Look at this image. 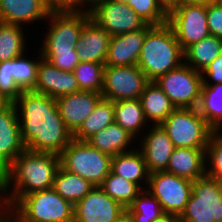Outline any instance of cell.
Returning a JSON list of instances; mask_svg holds the SVG:
<instances>
[{
  "label": "cell",
  "instance_id": "obj_48",
  "mask_svg": "<svg viewBox=\"0 0 222 222\" xmlns=\"http://www.w3.org/2000/svg\"><path fill=\"white\" fill-rule=\"evenodd\" d=\"M0 222H11V218L8 211L5 210L0 213Z\"/></svg>",
  "mask_w": 222,
  "mask_h": 222
},
{
  "label": "cell",
  "instance_id": "obj_27",
  "mask_svg": "<svg viewBox=\"0 0 222 222\" xmlns=\"http://www.w3.org/2000/svg\"><path fill=\"white\" fill-rule=\"evenodd\" d=\"M222 53V39L209 35L184 50V63L202 72Z\"/></svg>",
  "mask_w": 222,
  "mask_h": 222
},
{
  "label": "cell",
  "instance_id": "obj_7",
  "mask_svg": "<svg viewBox=\"0 0 222 222\" xmlns=\"http://www.w3.org/2000/svg\"><path fill=\"white\" fill-rule=\"evenodd\" d=\"M160 125L175 148H206L215 131L198 108H176Z\"/></svg>",
  "mask_w": 222,
  "mask_h": 222
},
{
  "label": "cell",
  "instance_id": "obj_22",
  "mask_svg": "<svg viewBox=\"0 0 222 222\" xmlns=\"http://www.w3.org/2000/svg\"><path fill=\"white\" fill-rule=\"evenodd\" d=\"M205 150L206 148H175L165 171L191 181L204 177Z\"/></svg>",
  "mask_w": 222,
  "mask_h": 222
},
{
  "label": "cell",
  "instance_id": "obj_19",
  "mask_svg": "<svg viewBox=\"0 0 222 222\" xmlns=\"http://www.w3.org/2000/svg\"><path fill=\"white\" fill-rule=\"evenodd\" d=\"M152 27V25L146 24L138 30L111 36L105 65H137L145 36Z\"/></svg>",
  "mask_w": 222,
  "mask_h": 222
},
{
  "label": "cell",
  "instance_id": "obj_32",
  "mask_svg": "<svg viewBox=\"0 0 222 222\" xmlns=\"http://www.w3.org/2000/svg\"><path fill=\"white\" fill-rule=\"evenodd\" d=\"M109 197L127 208L143 191L138 185L110 172L99 186Z\"/></svg>",
  "mask_w": 222,
  "mask_h": 222
},
{
  "label": "cell",
  "instance_id": "obj_24",
  "mask_svg": "<svg viewBox=\"0 0 222 222\" xmlns=\"http://www.w3.org/2000/svg\"><path fill=\"white\" fill-rule=\"evenodd\" d=\"M111 172L138 184L143 190L147 188L150 173L143 155L137 147L131 151L113 156Z\"/></svg>",
  "mask_w": 222,
  "mask_h": 222
},
{
  "label": "cell",
  "instance_id": "obj_16",
  "mask_svg": "<svg viewBox=\"0 0 222 222\" xmlns=\"http://www.w3.org/2000/svg\"><path fill=\"white\" fill-rule=\"evenodd\" d=\"M26 150L14 104L0 112V175Z\"/></svg>",
  "mask_w": 222,
  "mask_h": 222
},
{
  "label": "cell",
  "instance_id": "obj_4",
  "mask_svg": "<svg viewBox=\"0 0 222 222\" xmlns=\"http://www.w3.org/2000/svg\"><path fill=\"white\" fill-rule=\"evenodd\" d=\"M8 213L11 222H73L74 206L50 188L25 195Z\"/></svg>",
  "mask_w": 222,
  "mask_h": 222
},
{
  "label": "cell",
  "instance_id": "obj_42",
  "mask_svg": "<svg viewBox=\"0 0 222 222\" xmlns=\"http://www.w3.org/2000/svg\"><path fill=\"white\" fill-rule=\"evenodd\" d=\"M51 11H80L84 10L78 0H45Z\"/></svg>",
  "mask_w": 222,
  "mask_h": 222
},
{
  "label": "cell",
  "instance_id": "obj_23",
  "mask_svg": "<svg viewBox=\"0 0 222 222\" xmlns=\"http://www.w3.org/2000/svg\"><path fill=\"white\" fill-rule=\"evenodd\" d=\"M136 140L137 139L133 135L114 122L101 129L86 142H88L92 147H95L101 152L113 157L117 154L135 149V144L138 142ZM132 145H134V148Z\"/></svg>",
  "mask_w": 222,
  "mask_h": 222
},
{
  "label": "cell",
  "instance_id": "obj_29",
  "mask_svg": "<svg viewBox=\"0 0 222 222\" xmlns=\"http://www.w3.org/2000/svg\"><path fill=\"white\" fill-rule=\"evenodd\" d=\"M112 123H114V102L102 98L92 113L73 134V139L87 141L94 134Z\"/></svg>",
  "mask_w": 222,
  "mask_h": 222
},
{
  "label": "cell",
  "instance_id": "obj_5",
  "mask_svg": "<svg viewBox=\"0 0 222 222\" xmlns=\"http://www.w3.org/2000/svg\"><path fill=\"white\" fill-rule=\"evenodd\" d=\"M111 161L112 156L75 139L60 154V165L66 171L79 175L94 187L100 186L111 172Z\"/></svg>",
  "mask_w": 222,
  "mask_h": 222
},
{
  "label": "cell",
  "instance_id": "obj_41",
  "mask_svg": "<svg viewBox=\"0 0 222 222\" xmlns=\"http://www.w3.org/2000/svg\"><path fill=\"white\" fill-rule=\"evenodd\" d=\"M202 85H215L222 83V53L207 65L201 72Z\"/></svg>",
  "mask_w": 222,
  "mask_h": 222
},
{
  "label": "cell",
  "instance_id": "obj_37",
  "mask_svg": "<svg viewBox=\"0 0 222 222\" xmlns=\"http://www.w3.org/2000/svg\"><path fill=\"white\" fill-rule=\"evenodd\" d=\"M127 4L149 25L158 26L168 22V13L157 0H129Z\"/></svg>",
  "mask_w": 222,
  "mask_h": 222
},
{
  "label": "cell",
  "instance_id": "obj_30",
  "mask_svg": "<svg viewBox=\"0 0 222 222\" xmlns=\"http://www.w3.org/2000/svg\"><path fill=\"white\" fill-rule=\"evenodd\" d=\"M198 111L215 131H222V83L202 85Z\"/></svg>",
  "mask_w": 222,
  "mask_h": 222
},
{
  "label": "cell",
  "instance_id": "obj_50",
  "mask_svg": "<svg viewBox=\"0 0 222 222\" xmlns=\"http://www.w3.org/2000/svg\"><path fill=\"white\" fill-rule=\"evenodd\" d=\"M1 183L2 182H1V175H0V213L5 211V207H4L3 200H2Z\"/></svg>",
  "mask_w": 222,
  "mask_h": 222
},
{
  "label": "cell",
  "instance_id": "obj_15",
  "mask_svg": "<svg viewBox=\"0 0 222 222\" xmlns=\"http://www.w3.org/2000/svg\"><path fill=\"white\" fill-rule=\"evenodd\" d=\"M137 148L143 155L149 173L165 171L175 147L161 125H150ZM140 143V144H139Z\"/></svg>",
  "mask_w": 222,
  "mask_h": 222
},
{
  "label": "cell",
  "instance_id": "obj_25",
  "mask_svg": "<svg viewBox=\"0 0 222 222\" xmlns=\"http://www.w3.org/2000/svg\"><path fill=\"white\" fill-rule=\"evenodd\" d=\"M139 100L147 122L152 125H160L176 109L154 81L146 85Z\"/></svg>",
  "mask_w": 222,
  "mask_h": 222
},
{
  "label": "cell",
  "instance_id": "obj_38",
  "mask_svg": "<svg viewBox=\"0 0 222 222\" xmlns=\"http://www.w3.org/2000/svg\"><path fill=\"white\" fill-rule=\"evenodd\" d=\"M22 92L12 77V59L0 62V93L13 104Z\"/></svg>",
  "mask_w": 222,
  "mask_h": 222
},
{
  "label": "cell",
  "instance_id": "obj_45",
  "mask_svg": "<svg viewBox=\"0 0 222 222\" xmlns=\"http://www.w3.org/2000/svg\"><path fill=\"white\" fill-rule=\"evenodd\" d=\"M214 0H179V5L208 4Z\"/></svg>",
  "mask_w": 222,
  "mask_h": 222
},
{
  "label": "cell",
  "instance_id": "obj_12",
  "mask_svg": "<svg viewBox=\"0 0 222 222\" xmlns=\"http://www.w3.org/2000/svg\"><path fill=\"white\" fill-rule=\"evenodd\" d=\"M167 23L183 50L210 35L207 4L179 5L168 13Z\"/></svg>",
  "mask_w": 222,
  "mask_h": 222
},
{
  "label": "cell",
  "instance_id": "obj_49",
  "mask_svg": "<svg viewBox=\"0 0 222 222\" xmlns=\"http://www.w3.org/2000/svg\"><path fill=\"white\" fill-rule=\"evenodd\" d=\"M113 222H131L130 217L127 212H125L120 218Z\"/></svg>",
  "mask_w": 222,
  "mask_h": 222
},
{
  "label": "cell",
  "instance_id": "obj_11",
  "mask_svg": "<svg viewBox=\"0 0 222 222\" xmlns=\"http://www.w3.org/2000/svg\"><path fill=\"white\" fill-rule=\"evenodd\" d=\"M150 81L138 65H105L102 96L115 101L139 99Z\"/></svg>",
  "mask_w": 222,
  "mask_h": 222
},
{
  "label": "cell",
  "instance_id": "obj_13",
  "mask_svg": "<svg viewBox=\"0 0 222 222\" xmlns=\"http://www.w3.org/2000/svg\"><path fill=\"white\" fill-rule=\"evenodd\" d=\"M88 10L91 19L110 36L135 31L147 24L128 4L112 0H99Z\"/></svg>",
  "mask_w": 222,
  "mask_h": 222
},
{
  "label": "cell",
  "instance_id": "obj_28",
  "mask_svg": "<svg viewBox=\"0 0 222 222\" xmlns=\"http://www.w3.org/2000/svg\"><path fill=\"white\" fill-rule=\"evenodd\" d=\"M63 199L73 206L84 198L94 186L77 174L66 171L61 165L58 168L52 187Z\"/></svg>",
  "mask_w": 222,
  "mask_h": 222
},
{
  "label": "cell",
  "instance_id": "obj_36",
  "mask_svg": "<svg viewBox=\"0 0 222 222\" xmlns=\"http://www.w3.org/2000/svg\"><path fill=\"white\" fill-rule=\"evenodd\" d=\"M206 175L222 182V131H214L205 150Z\"/></svg>",
  "mask_w": 222,
  "mask_h": 222
},
{
  "label": "cell",
  "instance_id": "obj_40",
  "mask_svg": "<svg viewBox=\"0 0 222 222\" xmlns=\"http://www.w3.org/2000/svg\"><path fill=\"white\" fill-rule=\"evenodd\" d=\"M42 57L60 70L74 71L80 62L77 52L41 53Z\"/></svg>",
  "mask_w": 222,
  "mask_h": 222
},
{
  "label": "cell",
  "instance_id": "obj_17",
  "mask_svg": "<svg viewBox=\"0 0 222 222\" xmlns=\"http://www.w3.org/2000/svg\"><path fill=\"white\" fill-rule=\"evenodd\" d=\"M102 98L101 93L83 90L56 98L66 128L74 134Z\"/></svg>",
  "mask_w": 222,
  "mask_h": 222
},
{
  "label": "cell",
  "instance_id": "obj_35",
  "mask_svg": "<svg viewBox=\"0 0 222 222\" xmlns=\"http://www.w3.org/2000/svg\"><path fill=\"white\" fill-rule=\"evenodd\" d=\"M105 63L79 62L74 68L79 91L101 93L103 89Z\"/></svg>",
  "mask_w": 222,
  "mask_h": 222
},
{
  "label": "cell",
  "instance_id": "obj_46",
  "mask_svg": "<svg viewBox=\"0 0 222 222\" xmlns=\"http://www.w3.org/2000/svg\"><path fill=\"white\" fill-rule=\"evenodd\" d=\"M12 103L0 93V112L8 108Z\"/></svg>",
  "mask_w": 222,
  "mask_h": 222
},
{
  "label": "cell",
  "instance_id": "obj_39",
  "mask_svg": "<svg viewBox=\"0 0 222 222\" xmlns=\"http://www.w3.org/2000/svg\"><path fill=\"white\" fill-rule=\"evenodd\" d=\"M207 24L210 34L222 39V0L207 4Z\"/></svg>",
  "mask_w": 222,
  "mask_h": 222
},
{
  "label": "cell",
  "instance_id": "obj_31",
  "mask_svg": "<svg viewBox=\"0 0 222 222\" xmlns=\"http://www.w3.org/2000/svg\"><path fill=\"white\" fill-rule=\"evenodd\" d=\"M23 26L0 21V62L17 58L27 52Z\"/></svg>",
  "mask_w": 222,
  "mask_h": 222
},
{
  "label": "cell",
  "instance_id": "obj_20",
  "mask_svg": "<svg viewBox=\"0 0 222 222\" xmlns=\"http://www.w3.org/2000/svg\"><path fill=\"white\" fill-rule=\"evenodd\" d=\"M50 12L45 0H0V21L4 23L23 27L35 21L39 24Z\"/></svg>",
  "mask_w": 222,
  "mask_h": 222
},
{
  "label": "cell",
  "instance_id": "obj_3",
  "mask_svg": "<svg viewBox=\"0 0 222 222\" xmlns=\"http://www.w3.org/2000/svg\"><path fill=\"white\" fill-rule=\"evenodd\" d=\"M184 63V50L168 23L153 26L146 34L137 61L149 81Z\"/></svg>",
  "mask_w": 222,
  "mask_h": 222
},
{
  "label": "cell",
  "instance_id": "obj_43",
  "mask_svg": "<svg viewBox=\"0 0 222 222\" xmlns=\"http://www.w3.org/2000/svg\"><path fill=\"white\" fill-rule=\"evenodd\" d=\"M162 8L169 13L171 10L179 6V0H157Z\"/></svg>",
  "mask_w": 222,
  "mask_h": 222
},
{
  "label": "cell",
  "instance_id": "obj_51",
  "mask_svg": "<svg viewBox=\"0 0 222 222\" xmlns=\"http://www.w3.org/2000/svg\"><path fill=\"white\" fill-rule=\"evenodd\" d=\"M112 1L127 4L129 0H112Z\"/></svg>",
  "mask_w": 222,
  "mask_h": 222
},
{
  "label": "cell",
  "instance_id": "obj_9",
  "mask_svg": "<svg viewBox=\"0 0 222 222\" xmlns=\"http://www.w3.org/2000/svg\"><path fill=\"white\" fill-rule=\"evenodd\" d=\"M176 108H198L202 88V74L183 63L154 81Z\"/></svg>",
  "mask_w": 222,
  "mask_h": 222
},
{
  "label": "cell",
  "instance_id": "obj_44",
  "mask_svg": "<svg viewBox=\"0 0 222 222\" xmlns=\"http://www.w3.org/2000/svg\"><path fill=\"white\" fill-rule=\"evenodd\" d=\"M154 222H180L179 216L170 213H164Z\"/></svg>",
  "mask_w": 222,
  "mask_h": 222
},
{
  "label": "cell",
  "instance_id": "obj_14",
  "mask_svg": "<svg viewBox=\"0 0 222 222\" xmlns=\"http://www.w3.org/2000/svg\"><path fill=\"white\" fill-rule=\"evenodd\" d=\"M125 212L126 208L96 186L74 205L73 222H113Z\"/></svg>",
  "mask_w": 222,
  "mask_h": 222
},
{
  "label": "cell",
  "instance_id": "obj_1",
  "mask_svg": "<svg viewBox=\"0 0 222 222\" xmlns=\"http://www.w3.org/2000/svg\"><path fill=\"white\" fill-rule=\"evenodd\" d=\"M13 104L26 149L60 155L73 139L60 116L55 98L23 91Z\"/></svg>",
  "mask_w": 222,
  "mask_h": 222
},
{
  "label": "cell",
  "instance_id": "obj_47",
  "mask_svg": "<svg viewBox=\"0 0 222 222\" xmlns=\"http://www.w3.org/2000/svg\"><path fill=\"white\" fill-rule=\"evenodd\" d=\"M99 0H78V4L83 9H89L94 3H96ZM87 5V6H86ZM85 6V7H84Z\"/></svg>",
  "mask_w": 222,
  "mask_h": 222
},
{
  "label": "cell",
  "instance_id": "obj_18",
  "mask_svg": "<svg viewBox=\"0 0 222 222\" xmlns=\"http://www.w3.org/2000/svg\"><path fill=\"white\" fill-rule=\"evenodd\" d=\"M32 91L56 99L79 91V85L73 71L60 70L42 58L37 68V80Z\"/></svg>",
  "mask_w": 222,
  "mask_h": 222
},
{
  "label": "cell",
  "instance_id": "obj_26",
  "mask_svg": "<svg viewBox=\"0 0 222 222\" xmlns=\"http://www.w3.org/2000/svg\"><path fill=\"white\" fill-rule=\"evenodd\" d=\"M114 122L123 127L135 138L137 137V139L142 136L143 129L150 127L144 116L139 99L115 101Z\"/></svg>",
  "mask_w": 222,
  "mask_h": 222
},
{
  "label": "cell",
  "instance_id": "obj_2",
  "mask_svg": "<svg viewBox=\"0 0 222 222\" xmlns=\"http://www.w3.org/2000/svg\"><path fill=\"white\" fill-rule=\"evenodd\" d=\"M59 167L60 155L28 149L22 152L1 175L5 210L9 211L25 195L52 188Z\"/></svg>",
  "mask_w": 222,
  "mask_h": 222
},
{
  "label": "cell",
  "instance_id": "obj_33",
  "mask_svg": "<svg viewBox=\"0 0 222 222\" xmlns=\"http://www.w3.org/2000/svg\"><path fill=\"white\" fill-rule=\"evenodd\" d=\"M131 222H154L164 214L159 201L147 190H143L126 208Z\"/></svg>",
  "mask_w": 222,
  "mask_h": 222
},
{
  "label": "cell",
  "instance_id": "obj_8",
  "mask_svg": "<svg viewBox=\"0 0 222 222\" xmlns=\"http://www.w3.org/2000/svg\"><path fill=\"white\" fill-rule=\"evenodd\" d=\"M180 222H222V182L205 175L192 183Z\"/></svg>",
  "mask_w": 222,
  "mask_h": 222
},
{
  "label": "cell",
  "instance_id": "obj_10",
  "mask_svg": "<svg viewBox=\"0 0 222 222\" xmlns=\"http://www.w3.org/2000/svg\"><path fill=\"white\" fill-rule=\"evenodd\" d=\"M193 181L166 171L149 174L146 190L161 204L164 213L180 216L192 193Z\"/></svg>",
  "mask_w": 222,
  "mask_h": 222
},
{
  "label": "cell",
  "instance_id": "obj_34",
  "mask_svg": "<svg viewBox=\"0 0 222 222\" xmlns=\"http://www.w3.org/2000/svg\"><path fill=\"white\" fill-rule=\"evenodd\" d=\"M38 50L37 60L30 59L27 53L12 59V77L22 91H32L36 84L37 68L43 58Z\"/></svg>",
  "mask_w": 222,
  "mask_h": 222
},
{
  "label": "cell",
  "instance_id": "obj_21",
  "mask_svg": "<svg viewBox=\"0 0 222 222\" xmlns=\"http://www.w3.org/2000/svg\"><path fill=\"white\" fill-rule=\"evenodd\" d=\"M111 36L92 19L83 27L76 52L81 62L105 63Z\"/></svg>",
  "mask_w": 222,
  "mask_h": 222
},
{
  "label": "cell",
  "instance_id": "obj_6",
  "mask_svg": "<svg viewBox=\"0 0 222 222\" xmlns=\"http://www.w3.org/2000/svg\"><path fill=\"white\" fill-rule=\"evenodd\" d=\"M91 19L88 9L80 11H51L45 23V33L41 53L76 52L79 35L84 25Z\"/></svg>",
  "mask_w": 222,
  "mask_h": 222
}]
</instances>
